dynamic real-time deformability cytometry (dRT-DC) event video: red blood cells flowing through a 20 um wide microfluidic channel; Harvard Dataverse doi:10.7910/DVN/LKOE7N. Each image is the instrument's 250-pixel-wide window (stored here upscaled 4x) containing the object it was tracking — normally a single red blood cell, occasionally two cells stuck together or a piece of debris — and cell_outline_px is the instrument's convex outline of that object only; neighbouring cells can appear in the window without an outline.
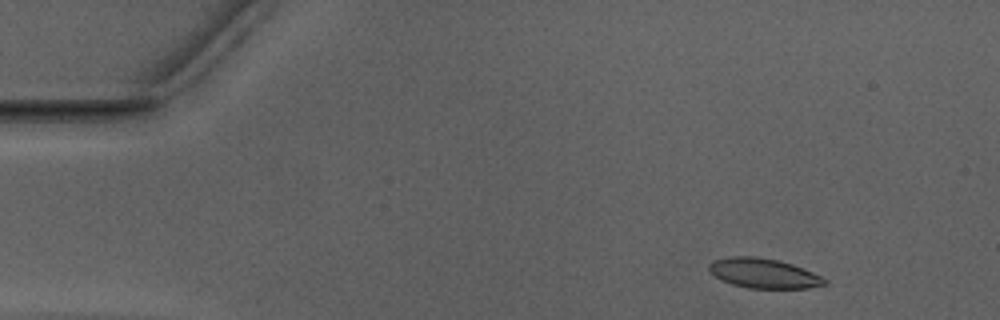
{"species": "Egyptian fruit bat (a non-hibernating species)", "species_latin": "Rousettus aegyptiacus", "temperature_condition": "warm", "stored_images_in_passage": 48, "camera_frame_rate_fps": 3000, "um_per_image_px": 0.085, "animal": {"sex": "male"}, "frame": {"image": 1, "passage_image": 2, "time_ms": 0.333, "image_size_px": [1000, 320], "cell_outline_px": [[828, 284], [808, 288], [748, 288], [732, 284], [720, 280], [708, 268], [708, 264], [712, 260], [732, 256], [756, 256], [776, 260], [792, 264], [812, 272], [828, 280]], "centroid_in_image_um": [64.9, 23.23], "position_along_channel_um": 20.1, "area_um2": 20.0}}
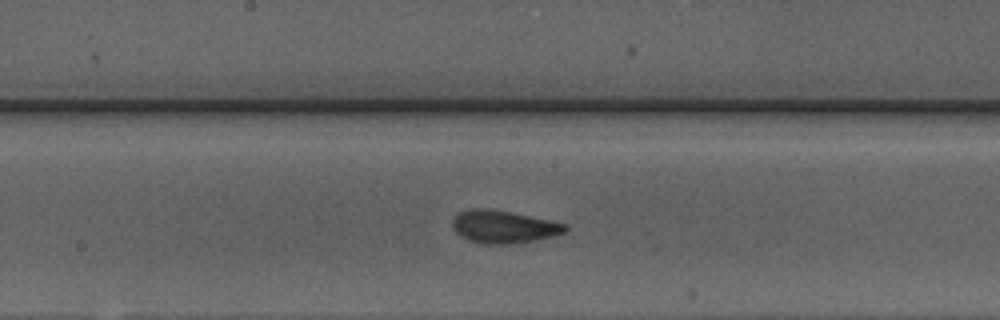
{"frame": {"image": 2, "passage_image": 23, "time_ms": 7.333, "image_size_px": [1000, 320], "cell_outline_px": [[568, 228], [564, 232], [556, 236], [512, 244], [480, 244], [468, 240], [460, 236], [452, 228], [452, 220], [460, 212], [468, 208], [488, 208], [568, 224]], "centroid_in_image_um": [42.78, 19.29], "position_along_channel_um": 205.4, "area_um2": 21.5}}
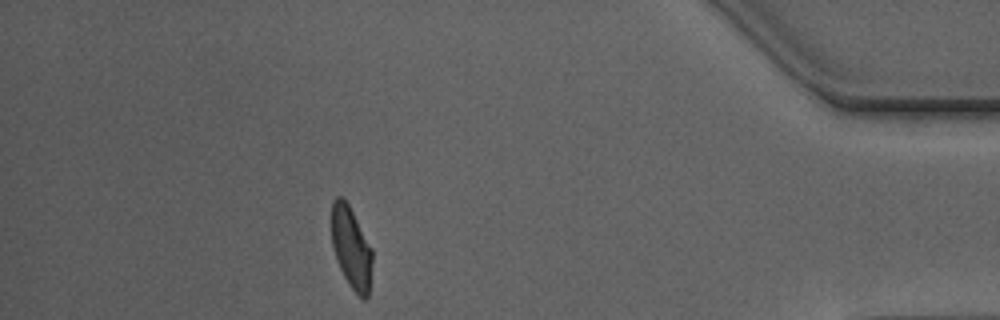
{"frame": {"image": 3, "passage_image": 42, "time_ms": 13.667, "image_size_px": [1000, 320], "cell_outline_px": [[372, 264], [368, 296], [364, 300], [348, 284], [336, 260], [332, 248], [332, 200], [336, 196], [340, 196], [348, 204], [372, 248]], "centroid_in_image_um": [29.85, 21.06], "position_along_channel_um": 405.4, "area_um2": 19.25}, "authors_computed_cell_mechanics": {"area_um2": 20.4612, "velocity_mm_per_s": 3.9476, "shape_relaxation_time_tau1_ms": 8.2054, "shape_relaxation_time_tau2_ms": 1.3891, "deformation_change_tau1": 0.2085, "deformation_change_tau2": 0.0875}}